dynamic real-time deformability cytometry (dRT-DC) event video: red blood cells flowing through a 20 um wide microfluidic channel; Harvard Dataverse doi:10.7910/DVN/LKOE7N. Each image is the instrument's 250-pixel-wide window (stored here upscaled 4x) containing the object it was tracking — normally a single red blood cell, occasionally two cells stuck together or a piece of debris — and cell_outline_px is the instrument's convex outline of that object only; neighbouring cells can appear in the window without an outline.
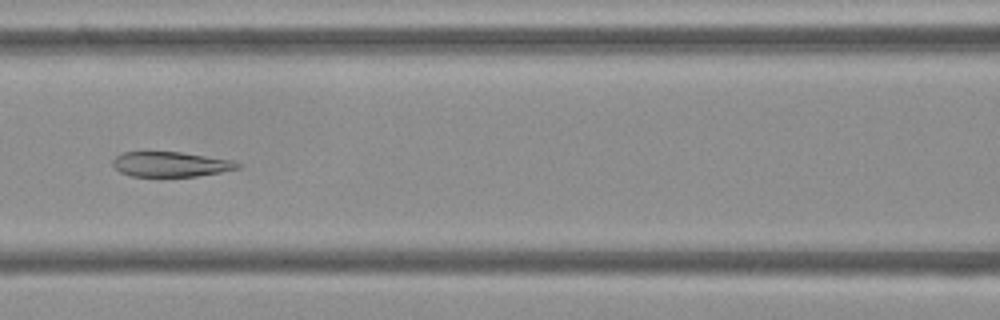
{"species": "Egyptian fruit bat (a non-hibernating species)", "species_latin": "Rousettus aegyptiacus", "temperature_condition": "cold", "stored_images_in_passage": 43, "camera_frame_rate_fps": 3000, "um_per_image_px": 0.085, "frame": {"image": 1, "passage_image": 13, "time_ms": 4.0, "image_size_px": [1000, 320], "cell_outline_px": [[240, 168], [220, 172], [196, 176], [160, 180], [132, 176], [120, 172], [112, 164], [112, 160], [120, 152], [180, 152], [232, 160], [240, 164]], "centroid_in_image_um": [14.45, 14.01], "position_along_channel_um": 152.2, "area_um2": 18.96}}
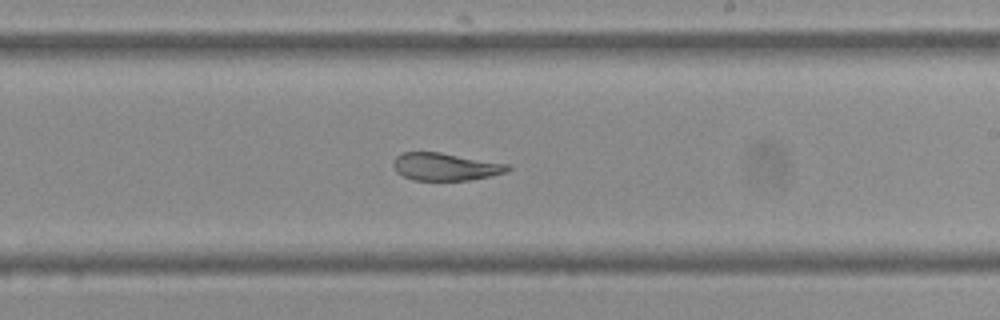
{"frame": {"image": 2, "passage_image": 21, "time_ms": 6.667, "image_size_px": [1000, 320], "cell_outline_px": [[512, 168], [508, 172], [492, 176], [468, 180], [412, 180], [396, 172], [392, 164], [392, 160], [400, 152], [440, 152], [512, 164]], "centroid_in_image_um": [37.89, 14.16], "position_along_channel_um": 251.1, "area_um2": 18.79}}
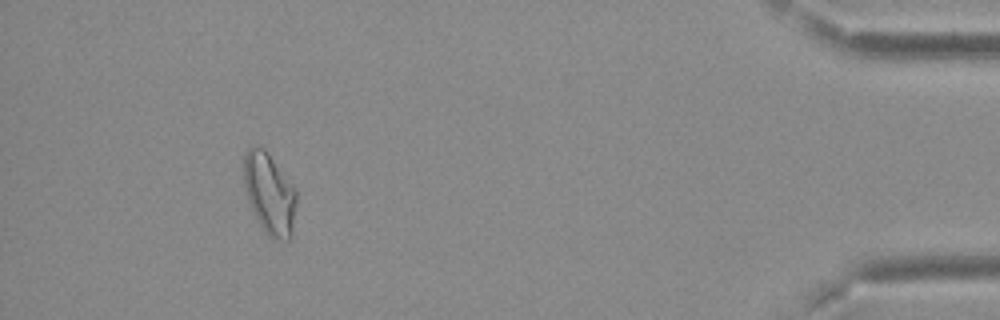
{"frame": {"image": 3, "passage_image": 39, "time_ms": 12.667, "image_size_px": [1000, 320], "cell_outline_px": [[296, 208], [292, 236], [288, 240], [280, 240], [268, 236], [264, 232], [248, 200], [244, 188], [244, 156], [248, 148], [252, 144], [256, 144], [264, 148], [296, 192]], "centroid_in_image_um": [22.89, 16.47], "position_along_channel_um": 412.3, "area_um2": 24.62}, "authors_computed_cell_mechanics": {"area_um2": 20.7502, "velocity_mm_per_s": 3.7289, "shape_relaxation_time_tau1_ms": null, "shape_relaxation_time_tau2_ms": 4.3134, "deformation_change_tau1": null, "deformation_change_tau2": 0.0892}}